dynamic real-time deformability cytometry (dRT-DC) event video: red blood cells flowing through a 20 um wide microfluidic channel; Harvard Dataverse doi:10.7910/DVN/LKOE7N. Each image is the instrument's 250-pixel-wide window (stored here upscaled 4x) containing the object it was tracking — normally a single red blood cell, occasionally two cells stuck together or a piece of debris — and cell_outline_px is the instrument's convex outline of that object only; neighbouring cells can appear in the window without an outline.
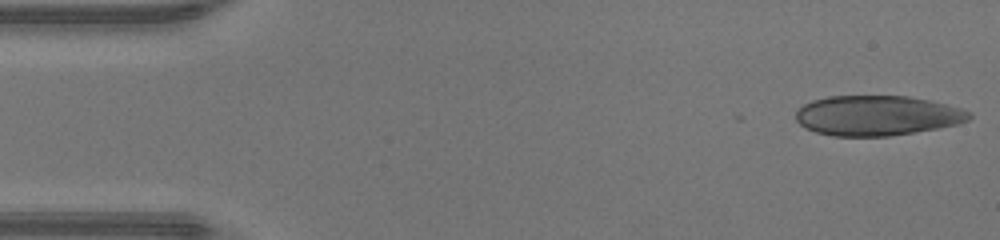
{"species": "human", "species_latin": "Homo sapiens", "temperature_condition": "warm", "stored_images_in_passage": 46, "camera_frame_rate_fps": 3000, "um_per_image_px": 0.085, "donor": {"sex": "male"}, "frame": {"image": 1, "passage_image": 1, "time_ms": 0.0, "image_size_px": [1000, 240], "cell_outline_px": [[972, 116], [968, 120], [956, 124], [936, 128], [888, 136], [832, 136], [816, 132], [800, 124], [796, 120], [796, 112], [804, 104], [812, 100], [828, 96], [908, 96], [928, 100], [960, 108], [968, 112]], "centroid_in_image_um": [74.51, 9.82], "position_along_channel_um": 10.5, "area_um2": 40.0}}
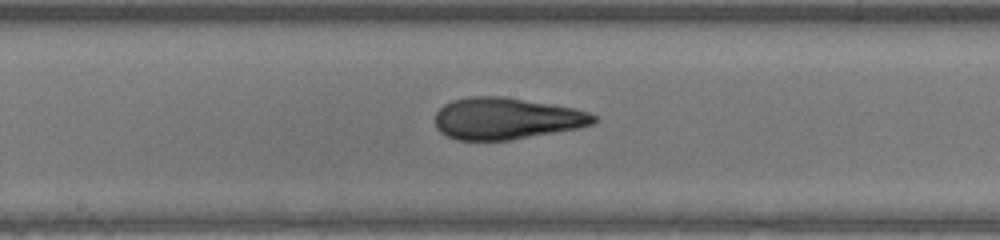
{"frame": {"image": 2, "passage_image": 23, "time_ms": 7.333, "image_size_px": [1000, 240], "cell_outline_px": [[596, 120], [592, 124], [580, 128], [512, 140], [456, 140], [444, 136], [436, 128], [436, 112], [444, 104], [452, 100], [468, 96], [504, 96], [576, 108], [588, 112], [596, 116]], "centroid_in_image_um": [43.02, 10.07], "position_along_channel_um": 205.2, "area_um2": 38.9}}
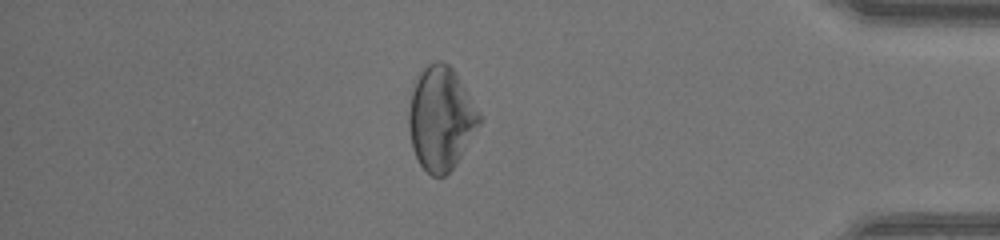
{"frame": {"image": 3, "passage_image": 39, "time_ms": 12.667, "image_size_px": [1000, 240], "cell_outline_px": [[480, 120], [456, 164], [444, 176], [432, 176], [420, 164], [412, 148], [408, 128], [408, 112], [412, 92], [416, 80], [420, 72], [428, 64], [436, 60], [440, 60], [448, 64], [456, 72], [480, 116]], "centroid_in_image_um": [37.43, 10.05], "position_along_channel_um": 397.8, "area_um2": 41.67}, "authors_computed_cell_mechanics": {"area_um2": 40.5467, "velocity_mm_per_s": 4.3781, "shape_relaxation_time_tau1_ms": null, "shape_relaxation_time_tau2_ms": 1.1356, "deformation_change_tau1": null, "deformation_change_tau2": 0.073}}